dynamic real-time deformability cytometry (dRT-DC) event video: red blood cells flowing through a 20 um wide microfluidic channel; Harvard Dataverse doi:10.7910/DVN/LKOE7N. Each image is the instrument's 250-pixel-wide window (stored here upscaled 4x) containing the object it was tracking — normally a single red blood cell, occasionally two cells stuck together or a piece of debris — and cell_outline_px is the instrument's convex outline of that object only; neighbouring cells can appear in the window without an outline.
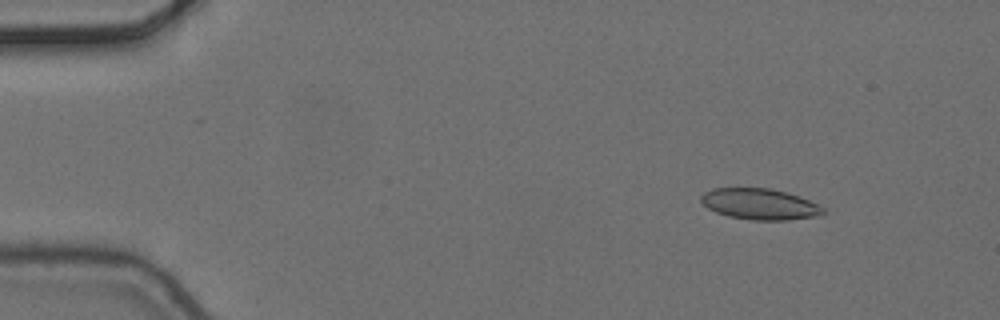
{"species": "common noctule bat (a hibernating species)", "species_latin": "Nyctalus noctula", "temperature_condition": "cold", "stored_images_in_passage": 5, "camera_frame_rate_fps": 3000, "um_per_image_px": 0.085, "animal": {"sex": "female", "body_mass_g": 24.6, "forearm_length_mm": 56.2}, "frame": {"image": 1, "passage_image": 2, "time_ms": 0.333, "image_size_px": [1000, 320], "cell_outline_px": [[824, 212], [820, 216], [788, 220], [752, 220], [728, 216], [716, 212], [708, 208], [700, 200], [700, 196], [704, 192], [712, 188], [768, 188], [784, 192], [808, 200], [824, 208]], "centroid_in_image_um": [64.55, 17.35], "position_along_channel_um": 20.5, "area_um2": 21.91}}
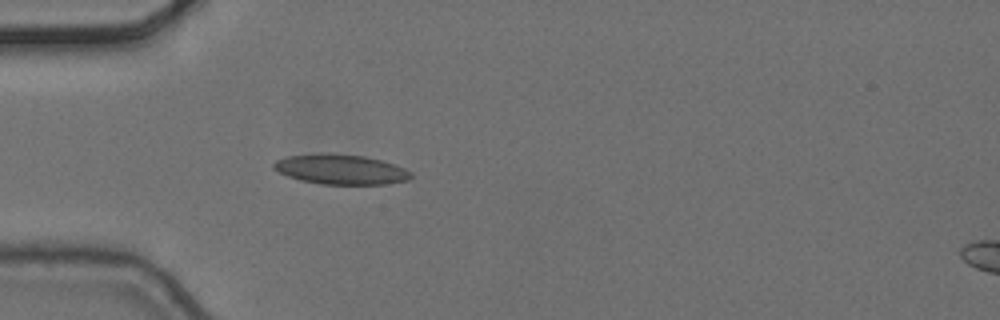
{"frame": {"image": 2, "passage_image": 5, "time_ms": 1.333, "image_size_px": [1000, 320], "cell_outline_px": [[412, 176], [408, 180], [384, 184], [320, 184], [300, 180], [288, 176], [272, 168], [272, 164], [276, 160], [288, 156], [320, 152], [364, 156], [380, 160], [404, 168], [412, 172]], "centroid_in_image_um": [28.93, 14.39], "position_along_channel_um": 56.1, "area_um2": 23.93}}